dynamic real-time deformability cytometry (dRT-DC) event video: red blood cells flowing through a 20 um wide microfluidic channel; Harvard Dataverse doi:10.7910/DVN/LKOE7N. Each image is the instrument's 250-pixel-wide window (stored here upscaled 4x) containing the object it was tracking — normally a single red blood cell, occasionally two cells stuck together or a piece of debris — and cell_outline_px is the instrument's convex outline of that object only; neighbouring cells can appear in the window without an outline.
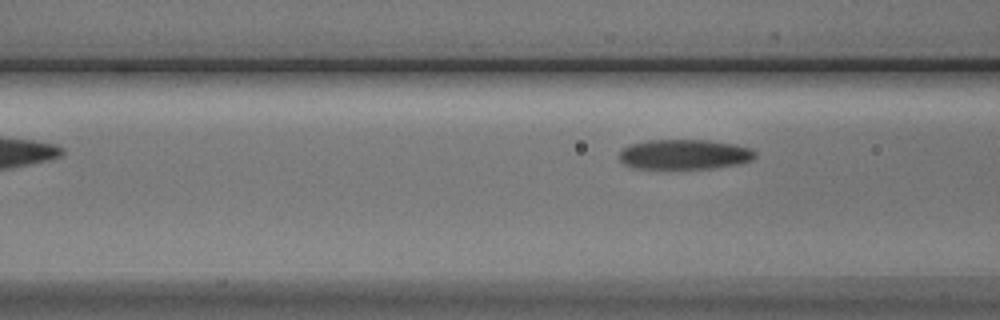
{"species": "Egyptian fruit bat (a non-hibernating species)", "species_latin": "Rousettus aegyptiacus", "temperature_condition": "cold", "stored_images_in_passage": 4, "camera_frame_rate_fps": 3000, "um_per_image_px": 0.085, "animal": {"sex": "male"}, "frame": {"image": 1, "passage_image": 4, "time_ms": 3.667, "image_size_px": [1000, 320], "cell_outline_px": [[756, 156], [752, 160], [740, 164], [712, 168], [632, 168], [624, 164], [620, 160], [620, 148], [632, 144], [648, 140], [708, 140], [736, 144], [752, 148], [756, 152]], "centroid_in_image_um": [58.2, 13.12], "position_along_channel_um": 108.4, "area_um2": 23.87}}